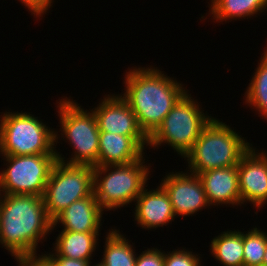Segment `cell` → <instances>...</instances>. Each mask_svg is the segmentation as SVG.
Wrapping results in <instances>:
<instances>
[{"label": "cell", "mask_w": 267, "mask_h": 266, "mask_svg": "<svg viewBox=\"0 0 267 266\" xmlns=\"http://www.w3.org/2000/svg\"><path fill=\"white\" fill-rule=\"evenodd\" d=\"M158 67H133L125 73L121 96L136 115L140 129L149 138L166 115L187 92L184 84L165 75Z\"/></svg>", "instance_id": "6da1fadb"}, {"label": "cell", "mask_w": 267, "mask_h": 266, "mask_svg": "<svg viewBox=\"0 0 267 266\" xmlns=\"http://www.w3.org/2000/svg\"><path fill=\"white\" fill-rule=\"evenodd\" d=\"M0 195V243L14 258L37 254L38 243L52 231L43 197Z\"/></svg>", "instance_id": "7a4b0ae2"}, {"label": "cell", "mask_w": 267, "mask_h": 266, "mask_svg": "<svg viewBox=\"0 0 267 266\" xmlns=\"http://www.w3.org/2000/svg\"><path fill=\"white\" fill-rule=\"evenodd\" d=\"M251 147L252 144L236 130L213 117L184 156L188 161L187 171L199 174L210 169L238 165Z\"/></svg>", "instance_id": "3957f363"}, {"label": "cell", "mask_w": 267, "mask_h": 266, "mask_svg": "<svg viewBox=\"0 0 267 266\" xmlns=\"http://www.w3.org/2000/svg\"><path fill=\"white\" fill-rule=\"evenodd\" d=\"M144 163L142 157L129 164L94 167L93 192L103 211L135 202L148 185L151 166Z\"/></svg>", "instance_id": "277c9868"}, {"label": "cell", "mask_w": 267, "mask_h": 266, "mask_svg": "<svg viewBox=\"0 0 267 266\" xmlns=\"http://www.w3.org/2000/svg\"><path fill=\"white\" fill-rule=\"evenodd\" d=\"M56 104L61 139L66 138L68 144L74 148V153L68 160L55 149L57 160L72 165L97 167L100 131L93 111L84 110L75 100L67 97L60 99Z\"/></svg>", "instance_id": "5b68a950"}, {"label": "cell", "mask_w": 267, "mask_h": 266, "mask_svg": "<svg viewBox=\"0 0 267 266\" xmlns=\"http://www.w3.org/2000/svg\"><path fill=\"white\" fill-rule=\"evenodd\" d=\"M0 116V155L56 154L60 135L42 119L22 111Z\"/></svg>", "instance_id": "8992f818"}, {"label": "cell", "mask_w": 267, "mask_h": 266, "mask_svg": "<svg viewBox=\"0 0 267 266\" xmlns=\"http://www.w3.org/2000/svg\"><path fill=\"white\" fill-rule=\"evenodd\" d=\"M201 109L203 108L187 91L148 138V146L155 149L165 143L184 158L213 118Z\"/></svg>", "instance_id": "52a82bcc"}, {"label": "cell", "mask_w": 267, "mask_h": 266, "mask_svg": "<svg viewBox=\"0 0 267 266\" xmlns=\"http://www.w3.org/2000/svg\"><path fill=\"white\" fill-rule=\"evenodd\" d=\"M94 167L57 160L43 194L48 217L53 220L73 202L93 193Z\"/></svg>", "instance_id": "ba28073f"}, {"label": "cell", "mask_w": 267, "mask_h": 266, "mask_svg": "<svg viewBox=\"0 0 267 266\" xmlns=\"http://www.w3.org/2000/svg\"><path fill=\"white\" fill-rule=\"evenodd\" d=\"M1 156L7 167L0 172V194L43 196L56 154Z\"/></svg>", "instance_id": "9c48e42d"}, {"label": "cell", "mask_w": 267, "mask_h": 266, "mask_svg": "<svg viewBox=\"0 0 267 266\" xmlns=\"http://www.w3.org/2000/svg\"><path fill=\"white\" fill-rule=\"evenodd\" d=\"M162 179L159 185L168 194L176 217L191 216L210 206L197 174L179 171L168 173Z\"/></svg>", "instance_id": "30bf717a"}, {"label": "cell", "mask_w": 267, "mask_h": 266, "mask_svg": "<svg viewBox=\"0 0 267 266\" xmlns=\"http://www.w3.org/2000/svg\"><path fill=\"white\" fill-rule=\"evenodd\" d=\"M241 205L264 207L267 203V153L252 147L241 157L237 165Z\"/></svg>", "instance_id": "8fae6325"}, {"label": "cell", "mask_w": 267, "mask_h": 266, "mask_svg": "<svg viewBox=\"0 0 267 266\" xmlns=\"http://www.w3.org/2000/svg\"><path fill=\"white\" fill-rule=\"evenodd\" d=\"M104 96L92 109L99 131L123 136H146L138 125L136 115L120 94Z\"/></svg>", "instance_id": "7c38bea8"}, {"label": "cell", "mask_w": 267, "mask_h": 266, "mask_svg": "<svg viewBox=\"0 0 267 266\" xmlns=\"http://www.w3.org/2000/svg\"><path fill=\"white\" fill-rule=\"evenodd\" d=\"M144 145L148 146L147 136H123L100 131L97 166L133 163L144 156Z\"/></svg>", "instance_id": "4fadbf2b"}, {"label": "cell", "mask_w": 267, "mask_h": 266, "mask_svg": "<svg viewBox=\"0 0 267 266\" xmlns=\"http://www.w3.org/2000/svg\"><path fill=\"white\" fill-rule=\"evenodd\" d=\"M135 202L134 220L143 229L163 227L176 218L169 196L161 186L155 190L144 188Z\"/></svg>", "instance_id": "5bb4252c"}, {"label": "cell", "mask_w": 267, "mask_h": 266, "mask_svg": "<svg viewBox=\"0 0 267 266\" xmlns=\"http://www.w3.org/2000/svg\"><path fill=\"white\" fill-rule=\"evenodd\" d=\"M197 175L202 182L210 206L220 204L241 206L237 165L210 169Z\"/></svg>", "instance_id": "9a60e30c"}, {"label": "cell", "mask_w": 267, "mask_h": 266, "mask_svg": "<svg viewBox=\"0 0 267 266\" xmlns=\"http://www.w3.org/2000/svg\"><path fill=\"white\" fill-rule=\"evenodd\" d=\"M103 209L97 202L94 192L73 202L52 220V231L61 224V231L99 233L102 226Z\"/></svg>", "instance_id": "2e32d148"}, {"label": "cell", "mask_w": 267, "mask_h": 266, "mask_svg": "<svg viewBox=\"0 0 267 266\" xmlns=\"http://www.w3.org/2000/svg\"><path fill=\"white\" fill-rule=\"evenodd\" d=\"M99 233L61 231L56 238L54 253L46 256H63L67 258L86 260L92 259V254L97 249Z\"/></svg>", "instance_id": "e0dca14e"}, {"label": "cell", "mask_w": 267, "mask_h": 266, "mask_svg": "<svg viewBox=\"0 0 267 266\" xmlns=\"http://www.w3.org/2000/svg\"><path fill=\"white\" fill-rule=\"evenodd\" d=\"M209 14L216 22L240 20L267 11V0H211Z\"/></svg>", "instance_id": "ac0fdd59"}, {"label": "cell", "mask_w": 267, "mask_h": 266, "mask_svg": "<svg viewBox=\"0 0 267 266\" xmlns=\"http://www.w3.org/2000/svg\"><path fill=\"white\" fill-rule=\"evenodd\" d=\"M211 255L222 266H244L243 232L227 230L211 240Z\"/></svg>", "instance_id": "d6986e66"}, {"label": "cell", "mask_w": 267, "mask_h": 266, "mask_svg": "<svg viewBox=\"0 0 267 266\" xmlns=\"http://www.w3.org/2000/svg\"><path fill=\"white\" fill-rule=\"evenodd\" d=\"M111 230V231H110ZM105 238L102 263L104 266H135L137 253L120 230L109 229Z\"/></svg>", "instance_id": "ffe728a7"}, {"label": "cell", "mask_w": 267, "mask_h": 266, "mask_svg": "<svg viewBox=\"0 0 267 266\" xmlns=\"http://www.w3.org/2000/svg\"><path fill=\"white\" fill-rule=\"evenodd\" d=\"M262 55L244 94V100L247 106L257 109L255 111L261 114L258 116L267 120V47Z\"/></svg>", "instance_id": "44dd1931"}, {"label": "cell", "mask_w": 267, "mask_h": 266, "mask_svg": "<svg viewBox=\"0 0 267 266\" xmlns=\"http://www.w3.org/2000/svg\"><path fill=\"white\" fill-rule=\"evenodd\" d=\"M246 232L245 234L243 232L244 266H262L266 249V232L256 226Z\"/></svg>", "instance_id": "7402d4cb"}, {"label": "cell", "mask_w": 267, "mask_h": 266, "mask_svg": "<svg viewBox=\"0 0 267 266\" xmlns=\"http://www.w3.org/2000/svg\"><path fill=\"white\" fill-rule=\"evenodd\" d=\"M183 249V250H182ZM164 251V266H201L200 256L184 248Z\"/></svg>", "instance_id": "603a6c76"}, {"label": "cell", "mask_w": 267, "mask_h": 266, "mask_svg": "<svg viewBox=\"0 0 267 266\" xmlns=\"http://www.w3.org/2000/svg\"><path fill=\"white\" fill-rule=\"evenodd\" d=\"M137 256L135 266H164V251L157 248H147Z\"/></svg>", "instance_id": "cb8c5ba5"}, {"label": "cell", "mask_w": 267, "mask_h": 266, "mask_svg": "<svg viewBox=\"0 0 267 266\" xmlns=\"http://www.w3.org/2000/svg\"><path fill=\"white\" fill-rule=\"evenodd\" d=\"M19 2L27 7L31 14L36 16L35 18H42V15L51 8L54 0H19Z\"/></svg>", "instance_id": "d4e9b609"}, {"label": "cell", "mask_w": 267, "mask_h": 266, "mask_svg": "<svg viewBox=\"0 0 267 266\" xmlns=\"http://www.w3.org/2000/svg\"><path fill=\"white\" fill-rule=\"evenodd\" d=\"M38 255V256H37ZM18 266H55L53 262L45 255L30 254L15 258Z\"/></svg>", "instance_id": "484cf974"}, {"label": "cell", "mask_w": 267, "mask_h": 266, "mask_svg": "<svg viewBox=\"0 0 267 266\" xmlns=\"http://www.w3.org/2000/svg\"><path fill=\"white\" fill-rule=\"evenodd\" d=\"M55 266H89L90 261L77 260L63 256H47Z\"/></svg>", "instance_id": "4316f807"}, {"label": "cell", "mask_w": 267, "mask_h": 266, "mask_svg": "<svg viewBox=\"0 0 267 266\" xmlns=\"http://www.w3.org/2000/svg\"><path fill=\"white\" fill-rule=\"evenodd\" d=\"M262 266H267V233H266V249H265V254H264Z\"/></svg>", "instance_id": "83f0119b"}, {"label": "cell", "mask_w": 267, "mask_h": 266, "mask_svg": "<svg viewBox=\"0 0 267 266\" xmlns=\"http://www.w3.org/2000/svg\"><path fill=\"white\" fill-rule=\"evenodd\" d=\"M91 263H92V262H90L89 266H91ZM92 266H104V265H103L102 262H98L97 264H94V265H92Z\"/></svg>", "instance_id": "f1b7e54d"}]
</instances>
